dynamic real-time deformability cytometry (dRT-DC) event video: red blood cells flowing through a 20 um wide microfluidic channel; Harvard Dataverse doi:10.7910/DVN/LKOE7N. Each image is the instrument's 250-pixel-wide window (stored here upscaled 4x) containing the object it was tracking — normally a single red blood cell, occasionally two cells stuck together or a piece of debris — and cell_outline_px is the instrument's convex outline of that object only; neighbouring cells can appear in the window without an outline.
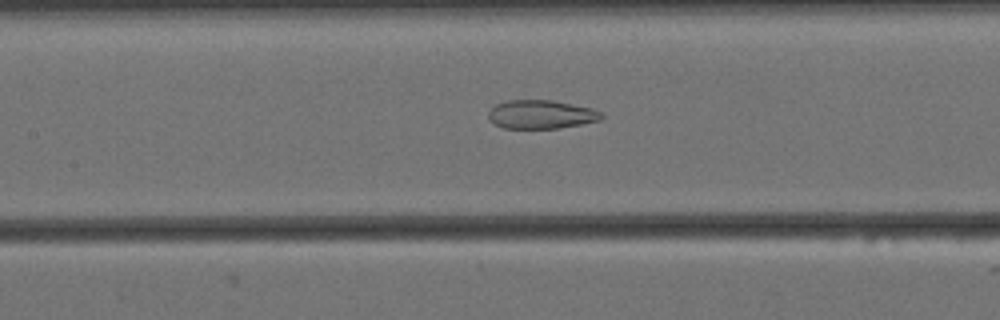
{"species": "Egyptian fruit bat (a non-hibernating species)", "species_latin": "Rousettus aegyptiacus", "temperature_condition": "cold", "stored_images_in_passage": 43, "camera_frame_rate_fps": 3000, "um_per_image_px": 0.085, "animal": {"sex": "female"}, "frame": {"image": 1, "passage_image": 25, "time_ms": 8.0, "image_size_px": [1000, 320], "cell_outline_px": [[604, 116], [600, 120], [560, 128], [504, 128], [496, 124], [488, 116], [488, 112], [496, 104], [508, 100], [552, 100], [592, 108], [604, 112]], "centroid_in_image_um": [46.04, 9.72], "position_along_channel_um": 161.4, "area_um2": 18.79}}
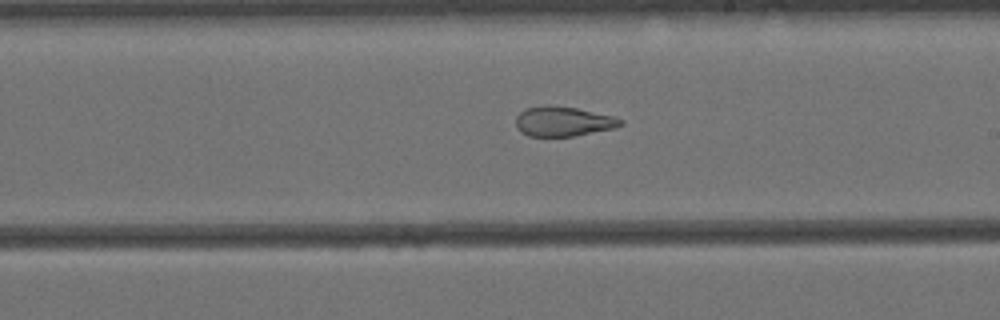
{"frame": {"image": 2, "passage_image": 32, "time_ms": 10.333, "image_size_px": [1000, 320], "cell_outline_px": [[624, 124], [616, 128], [572, 136], [528, 136], [520, 132], [516, 128], [516, 116], [520, 112], [528, 108], [548, 104], [576, 108], [612, 116], [624, 120]], "centroid_in_image_um": [47.86, 10.32], "position_along_channel_um": 241.1, "area_um2": 18.21}}
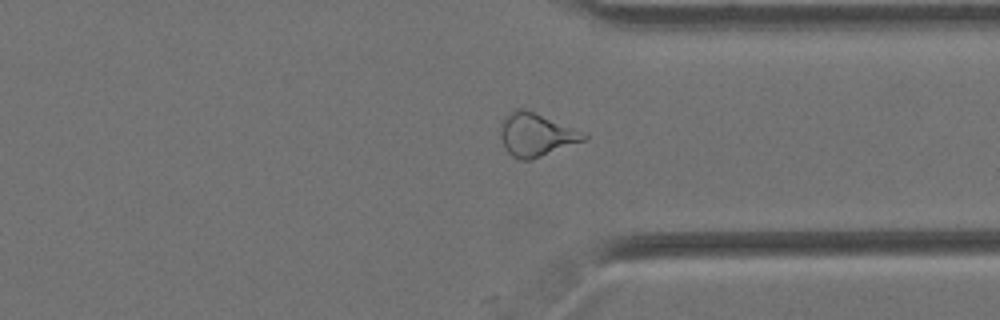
{"frame": {"image": 3, "passage_image": 43, "time_ms": 14.0, "image_size_px": [1000, 320], "cell_outline_px": [[588, 136], [584, 140], [532, 160], [520, 160], [512, 156], [504, 148], [500, 136], [500, 124], [504, 116], [516, 108], [524, 108], [588, 132]], "centroid_in_image_um": [45.57, 11.43], "position_along_channel_um": 365.8, "area_um2": 21.33}, "authors_computed_cell_mechanics": {"area_um2": 21.0392, "velocity_mm_per_s": 3.4349, "shape_relaxation_time_tau1_ms": null, "shape_relaxation_time_tau2_ms": 2.1111, "deformation_change_tau1": null, "deformation_change_tau2": 0.1}}